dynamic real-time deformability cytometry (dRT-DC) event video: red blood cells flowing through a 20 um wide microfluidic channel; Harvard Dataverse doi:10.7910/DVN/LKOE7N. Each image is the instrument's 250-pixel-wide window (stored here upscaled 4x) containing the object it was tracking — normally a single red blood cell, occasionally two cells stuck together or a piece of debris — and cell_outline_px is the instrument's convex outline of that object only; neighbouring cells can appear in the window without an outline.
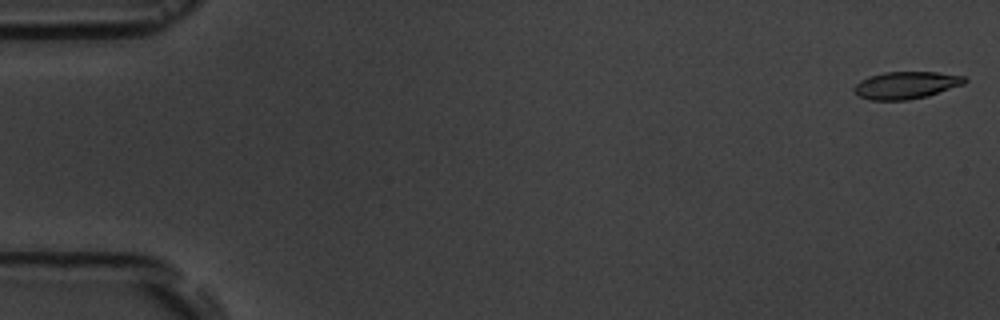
{"species": "common noctule bat (a hibernating species)", "species_latin": "Nyctalus noctula", "temperature_condition": "room temperature", "stored_images_in_passage": 7, "camera_frame_rate_fps": 3000, "um_per_image_px": 0.085, "animal": {"sex": "male", "body_mass_g": 19.5, "forearm_length_mm": 54.6}, "frame": {"image": 1, "passage_image": 1, "time_ms": 0.0, "image_size_px": [1000, 320], "cell_outline_px": [[968, 80], [964, 84], [928, 96], [908, 100], [872, 100], [860, 96], [852, 88], [860, 80], [868, 76], [884, 72], [936, 72], [964, 76]], "centroid_in_image_um": [77.02, 7.23], "position_along_channel_um": 8.0, "area_um2": 17.57}}
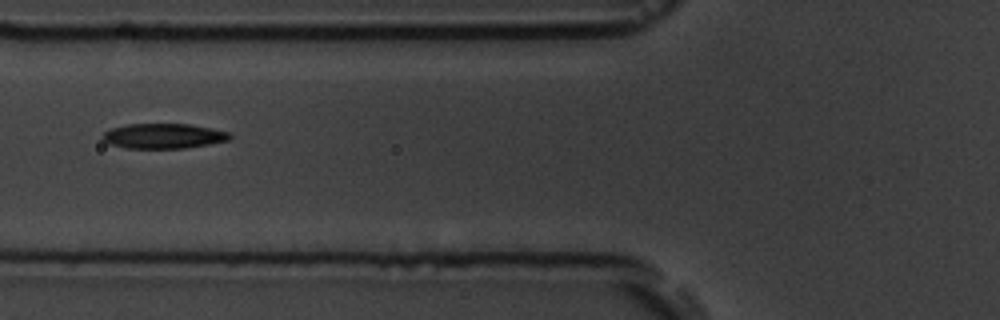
{"frame": {"image": 2, "passage_image": 6, "time_ms": 6.667, "image_size_px": [1000, 320], "cell_outline_px": [[232, 136], [228, 140], [208, 144], [184, 148], [124, 148], [108, 144], [100, 136], [104, 132], [112, 128], [128, 124], [188, 124], [212, 128], [232, 132]], "centroid_in_image_um": [13.89, 11.56], "position_along_channel_um": 111.9, "area_um2": 18.61}}
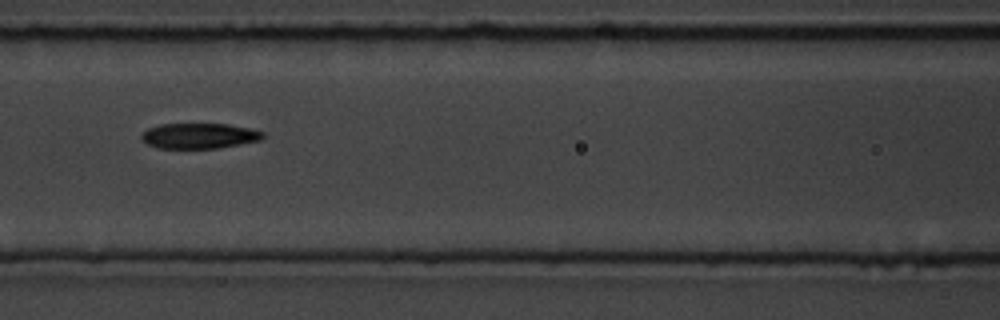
{"frame": {"image": 3, "passage_image": 7, "time_ms": 7.667, "image_size_px": [1000, 320], "cell_outline_px": [[264, 140], [216, 148], [156, 148], [148, 144], [140, 136], [148, 128], [160, 124], [228, 124], [248, 128], [264, 132]], "centroid_in_image_um": [16.96, 11.55], "position_along_channel_um": 149.6, "area_um2": 17.92}}